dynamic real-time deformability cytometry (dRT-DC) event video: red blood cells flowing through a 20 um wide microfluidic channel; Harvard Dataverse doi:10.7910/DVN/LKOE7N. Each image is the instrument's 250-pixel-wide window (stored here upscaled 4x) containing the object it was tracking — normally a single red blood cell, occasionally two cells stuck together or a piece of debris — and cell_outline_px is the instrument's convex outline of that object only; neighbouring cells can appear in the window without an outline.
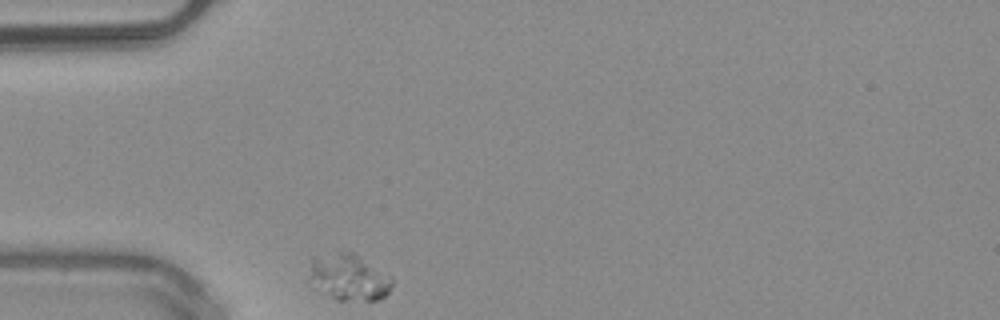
{"species": "common noctule bat (a hibernating species)", "species_latin": "Nyctalus noctula", "temperature_condition": "warm", "stored_images_in_passage": 31, "camera_frame_rate_fps": 3000, "um_per_image_px": 0.085, "animal": {"sex": "male", "body_mass_g": 20.4}, "frame": {"image": 1, "passage_image": 1, "time_ms": 0.0, "image_size_px": [1000, 320], "cell_outline_px": [[392, 284], [388, 292], [384, 296], [376, 300], [336, 300], [316, 288], [308, 280], [312, 260], [340, 252], [356, 252], [392, 276]], "centroid_in_image_um": [29.7, 23.58], "position_along_channel_um": 55.3, "area_um2": 22.25}}
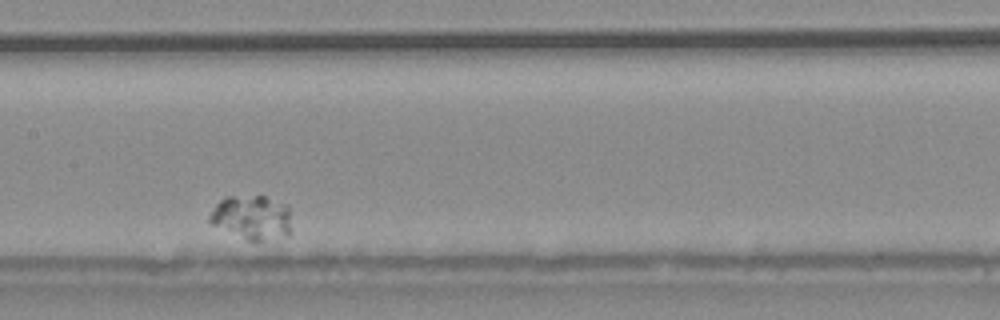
{"frame": {"image": 2, "passage_image": 14, "time_ms": 4.333, "image_size_px": [1000, 320], "cell_outline_px": [[292, 232], [288, 236], [256, 244], [252, 244], [212, 224], [208, 220], [208, 216], [216, 204], [224, 196], [264, 196], [288, 204]], "centroid_in_image_um": [21.45, 18.53], "position_along_channel_um": 185.9, "area_um2": 22.02}}
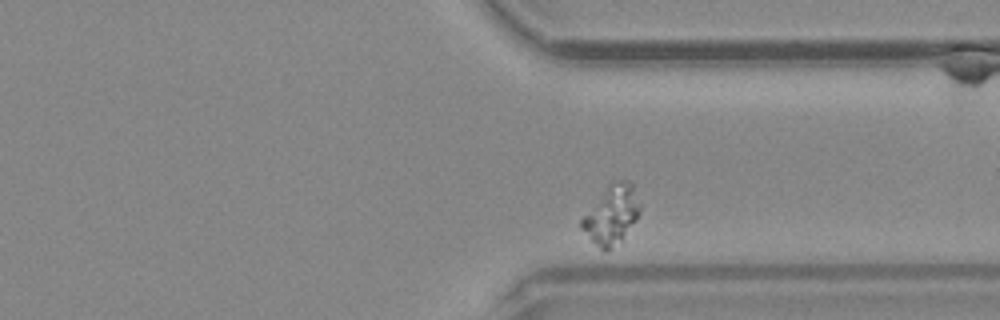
{"frame": {"image": 3, "passage_image": 29, "time_ms": 9.333, "image_size_px": [1000, 320], "cell_outline_px": [[640, 212], [636, 220], [620, 240], [608, 252], [604, 252], [580, 228], [580, 220], [608, 180], [628, 180], [632, 184], [640, 204]], "centroid_in_image_um": [51.96, 18.2], "position_along_channel_um": 359.4, "area_um2": 20.11}}